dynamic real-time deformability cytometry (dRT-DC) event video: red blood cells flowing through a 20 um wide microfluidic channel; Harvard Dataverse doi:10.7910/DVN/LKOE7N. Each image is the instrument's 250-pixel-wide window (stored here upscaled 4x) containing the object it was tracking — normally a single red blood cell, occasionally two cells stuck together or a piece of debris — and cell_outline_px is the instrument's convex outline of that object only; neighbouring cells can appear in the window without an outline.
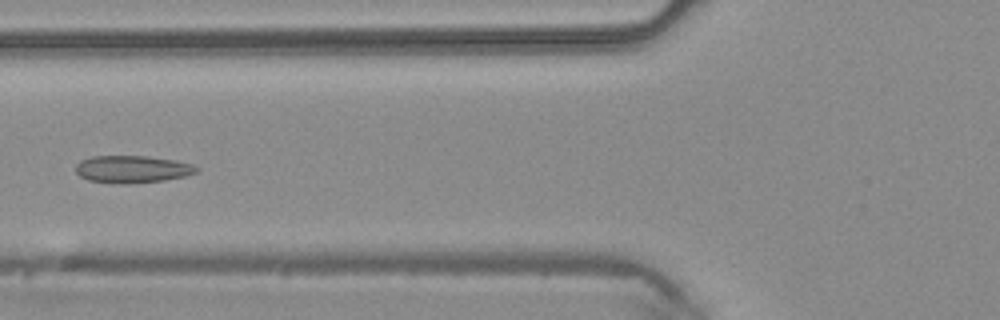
{"species": "common noctule bat (a hibernating species)", "species_latin": "Nyctalus noctula", "temperature_condition": "warm", "stored_images_in_passage": 6, "camera_frame_rate_fps": 3000, "um_per_image_px": 0.085, "animal": {"sex": "male", "body_mass_g": 20.4}, "frame": {"image": 1, "passage_image": 6, "time_ms": 1.667, "image_size_px": [1000, 320], "cell_outline_px": [[200, 168], [196, 172], [184, 176], [164, 180], [124, 184], [88, 180], [80, 176], [76, 172], [76, 164], [80, 160], [92, 156], [148, 156], [176, 160], [192, 164]], "centroid_in_image_um": [11.24, 14.37], "position_along_channel_um": 114.6, "area_um2": 19.19}}